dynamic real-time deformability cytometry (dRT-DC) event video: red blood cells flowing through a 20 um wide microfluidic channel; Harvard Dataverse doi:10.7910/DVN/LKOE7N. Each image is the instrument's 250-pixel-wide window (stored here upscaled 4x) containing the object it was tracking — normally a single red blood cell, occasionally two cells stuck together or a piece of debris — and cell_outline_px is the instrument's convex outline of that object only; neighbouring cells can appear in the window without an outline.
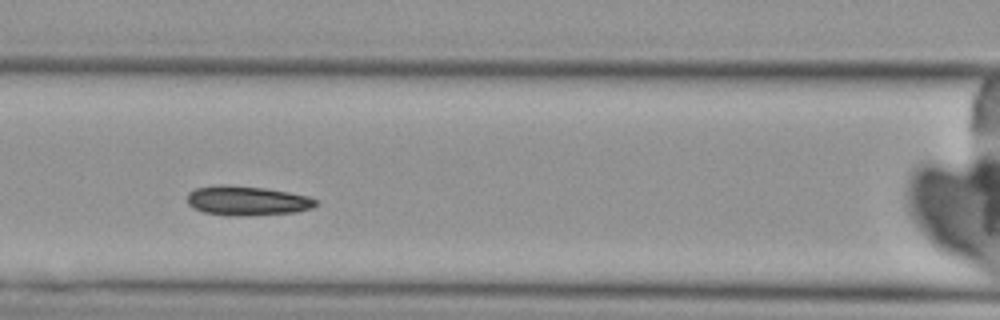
{"species": "Egyptian fruit bat (a non-hibernating species)", "species_latin": "Rousettus aegyptiacus", "temperature_condition": "cold", "stored_images_in_passage": 10, "camera_frame_rate_fps": 3000, "um_per_image_px": 0.085, "animal": {"sex": "female"}, "frame": {"image": 1, "passage_image": 7, "time_ms": 8.333, "image_size_px": [1000, 320], "cell_outline_px": [[320, 204], [312, 208], [296, 212], [244, 216], [228, 216], [204, 212], [192, 208], [188, 204], [188, 192], [196, 188], [220, 184], [228, 184], [264, 188], [288, 192], [308, 196], [316, 200]], "centroid_in_image_um": [20.99, 17.06], "position_along_channel_um": 145.6, "area_um2": 22.31}}
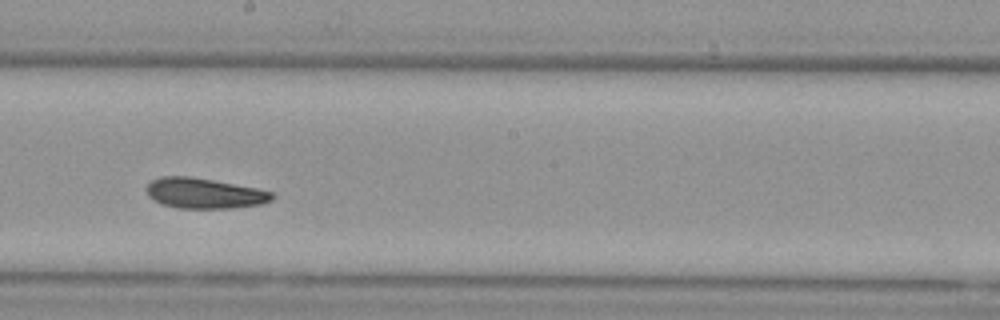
{"frame": {"image": 2, "passage_image": 9, "time_ms": 10.667, "image_size_px": [1000, 320], "cell_outline_px": [[276, 196], [272, 200], [260, 204], [228, 208], [176, 208], [160, 204], [148, 196], [148, 184], [152, 180], [160, 176], [192, 176], [256, 188], [272, 192]], "centroid_in_image_um": [17.35, 16.42], "position_along_channel_um": 230.8, "area_um2": 22.2}}
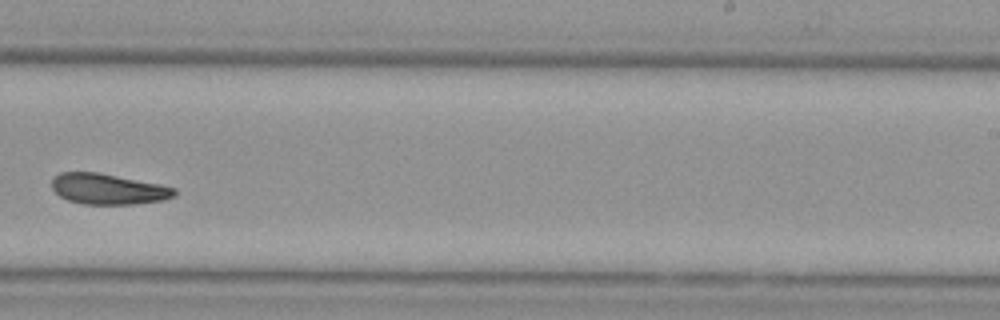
{"frame": {"image": 3, "passage_image": 10, "time_ms": 12.0, "image_size_px": [1000, 320], "cell_outline_px": [[176, 196], [164, 200], [136, 204], [84, 204], [68, 200], [60, 196], [52, 188], [52, 176], [60, 172], [96, 172], [160, 184], [176, 188]], "centroid_in_image_um": [9.19, 16.07], "position_along_channel_um": 279.8, "area_um2": 21.96}}